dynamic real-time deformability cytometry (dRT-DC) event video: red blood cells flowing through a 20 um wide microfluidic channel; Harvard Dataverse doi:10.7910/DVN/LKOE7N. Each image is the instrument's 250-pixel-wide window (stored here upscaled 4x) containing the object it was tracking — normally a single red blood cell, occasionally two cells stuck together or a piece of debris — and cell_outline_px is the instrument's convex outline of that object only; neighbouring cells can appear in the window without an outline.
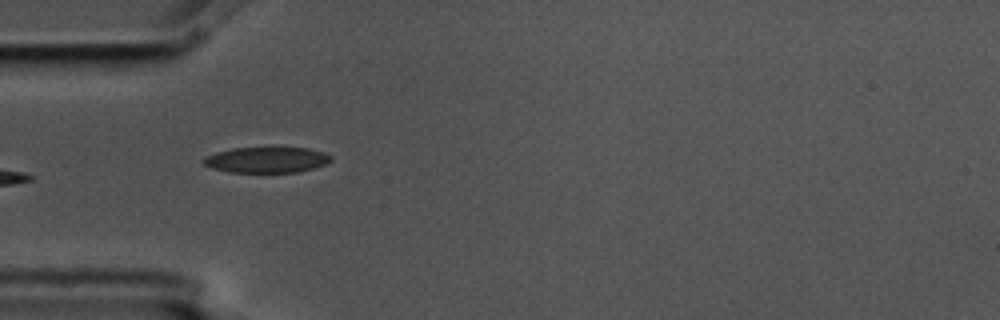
{"species": "common noctule bat (a hibernating species)", "species_latin": "Nyctalus noctula", "temperature_condition": "cold", "stored_images_in_passage": 8, "camera_frame_rate_fps": 3000, "um_per_image_px": 0.085, "animal": {"sex": "male", "body_mass_g": 17.5, "forearm_length_mm": 52.3}, "frame": {"image": 1, "passage_image": 6, "time_ms": 1.667, "image_size_px": [1000, 320], "cell_outline_px": [[332, 160], [324, 164], [312, 168], [296, 172], [228, 172], [212, 168], [204, 164], [200, 160], [204, 156], [216, 152], [232, 148], [268, 144], [272, 144], [308, 148], [324, 152], [332, 156]], "centroid_in_image_um": [22.64, 13.52], "position_along_channel_um": 62.4, "area_um2": 20.23}}